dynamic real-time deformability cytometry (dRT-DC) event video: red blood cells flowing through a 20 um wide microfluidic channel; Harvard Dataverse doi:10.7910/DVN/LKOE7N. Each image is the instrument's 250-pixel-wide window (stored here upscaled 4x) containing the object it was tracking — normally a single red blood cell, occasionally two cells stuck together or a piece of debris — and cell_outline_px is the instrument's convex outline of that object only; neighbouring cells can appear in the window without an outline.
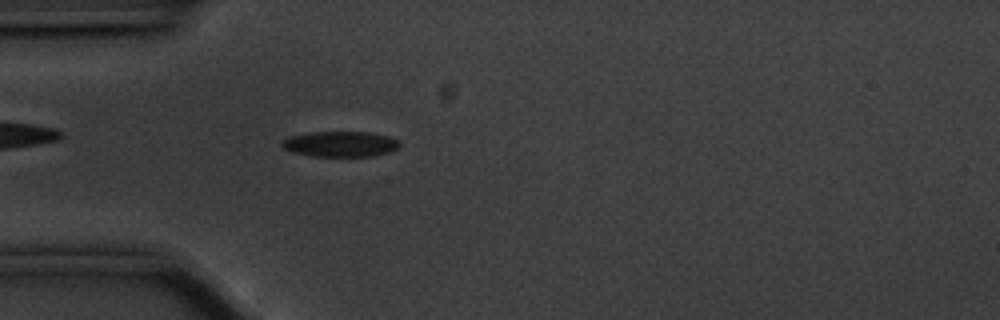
{"species": "common noctule bat (a hibernating species)", "species_latin": "Nyctalus noctula", "temperature_condition": "cold", "stored_images_in_passage": 40, "camera_frame_rate_fps": 3000, "um_per_image_px": 0.085, "animal": {"sex": "male", "body_mass_g": 20.1, "forearm_length_mm": 53.5}, "frame": {"image": 1, "passage_image": 1, "time_ms": 0.0, "image_size_px": [1000, 320], "cell_outline_px": [[400, 148], [392, 152], [372, 156], [312, 156], [292, 152], [284, 148], [280, 144], [280, 140], [288, 136], [308, 132], [368, 132], [388, 136], [400, 140]], "centroid_in_image_um": [28.93, 12.24], "position_along_channel_um": 56.1, "area_um2": 17.8}}
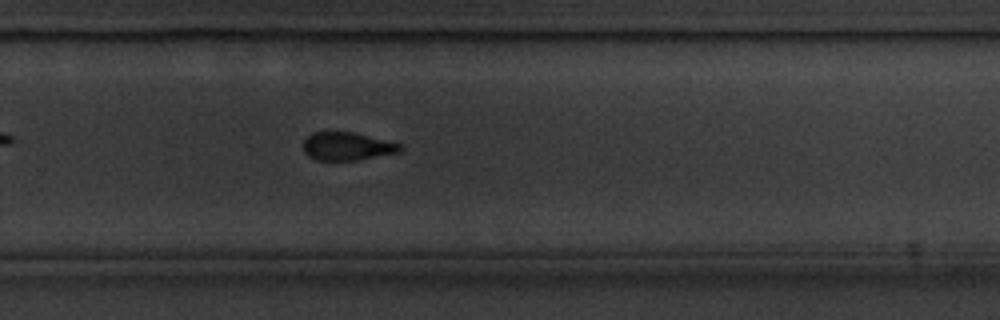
{"frame": {"image": 2, "passage_image": 22, "time_ms": 7.0, "image_size_px": [1000, 320], "cell_outline_px": [[404, 148], [400, 152], [356, 160], [316, 160], [308, 156], [304, 152], [304, 140], [312, 132], [352, 132], [400, 144]], "centroid_in_image_um": [29.49, 12.44], "position_along_channel_um": 300.3, "area_um2": 15.66}}
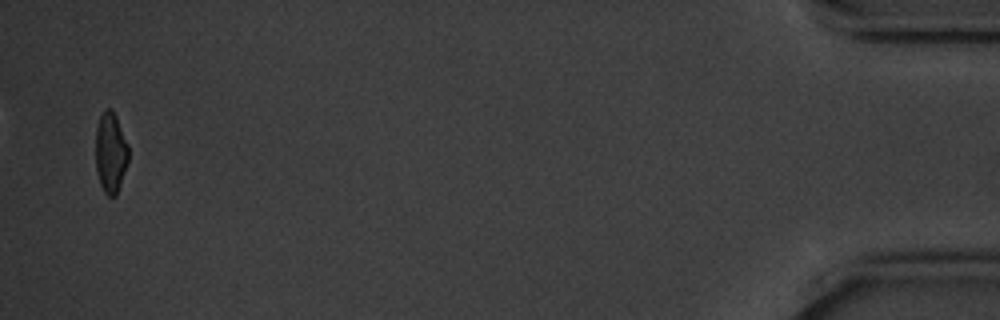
{"frame": {"image": 3, "passage_image": 40, "time_ms": 13.0, "image_size_px": [1000, 320], "cell_outline_px": [[128, 160], [116, 196], [108, 196], [104, 192], [100, 184], [96, 172], [96, 128], [100, 116], [104, 108], [112, 108], [116, 116], [128, 144]], "centroid_in_image_um": [9.39, 12.95], "position_along_channel_um": 425.8, "area_um2": 15.43}, "authors_computed_cell_mechanics": {"area_um2": 16.7909, "velocity_mm_per_s": 3.546, "shape_relaxation_time_tau1_ms": 2.8549, "shape_relaxation_time_tau2_ms": null, "deformation_change_tau1": 0.11, "deformation_change_tau2": null}}